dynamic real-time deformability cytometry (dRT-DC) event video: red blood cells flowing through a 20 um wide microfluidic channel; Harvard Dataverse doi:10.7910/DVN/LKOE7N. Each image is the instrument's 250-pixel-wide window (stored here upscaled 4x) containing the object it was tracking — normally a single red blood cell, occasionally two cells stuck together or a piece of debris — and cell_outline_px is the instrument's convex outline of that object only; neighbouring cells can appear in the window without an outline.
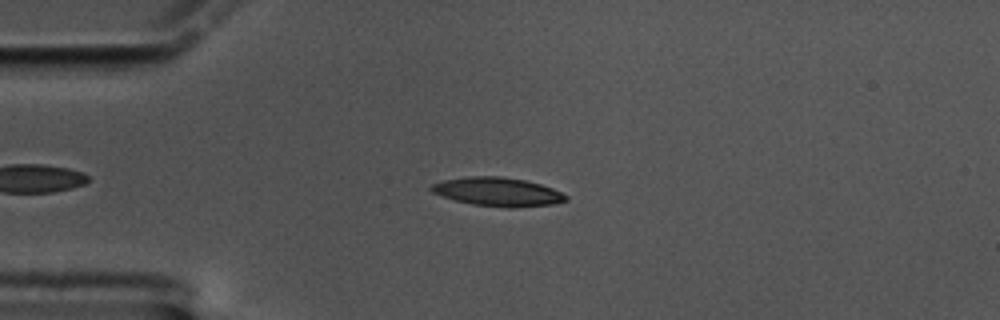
{"species": "common noctule bat (a hibernating species)", "species_latin": "Nyctalus noctula", "temperature_condition": "cold", "stored_images_in_passage": 53, "camera_frame_rate_fps": 3000, "um_per_image_px": 0.085, "animal": {"sex": "male", "body_mass_g": 17.5, "forearm_length_mm": 52.3}, "frame": {"image": 1, "passage_image": 13, "time_ms": 4.0, "image_size_px": [1000, 320], "cell_outline_px": [[568, 200], [552, 204], [512, 208], [508, 208], [472, 204], [456, 200], [432, 192], [428, 188], [432, 184], [444, 180], [468, 176], [500, 176], [524, 180], [540, 184], [552, 188], [568, 196]], "centroid_in_image_um": [42.31, 16.3], "position_along_channel_um": 42.7, "area_um2": 22.37}}
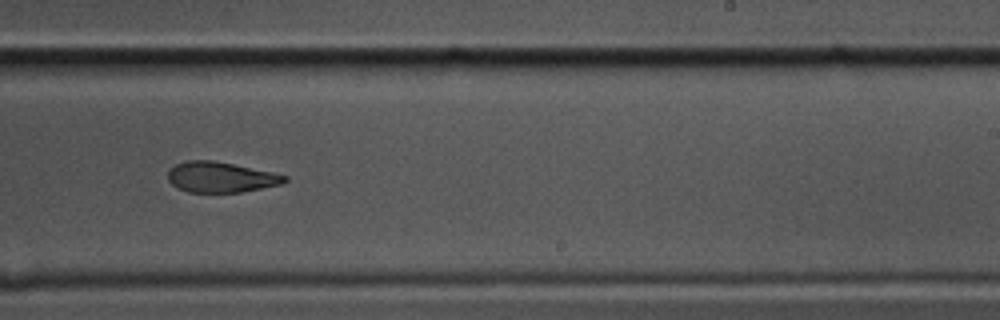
{"frame": {"image": 2, "passage_image": 35, "time_ms": 11.333, "image_size_px": [1000, 320], "cell_outline_px": [[288, 180], [280, 184], [240, 192], [188, 192], [176, 188], [168, 180], [168, 168], [176, 164], [188, 160], [212, 160], [272, 172], [288, 176]], "centroid_in_image_um": [18.71, 15.05], "position_along_channel_um": 270.3, "area_um2": 20.63}}
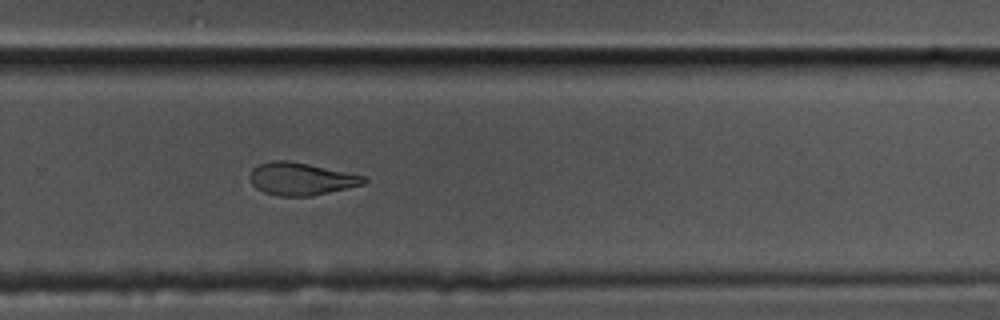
{"frame": {"image": 3, "passage_image": 38, "time_ms": 12.333, "image_size_px": [1000, 320], "cell_outline_px": [[368, 180], [364, 184], [312, 196], [280, 196], [264, 192], [256, 188], [252, 184], [248, 176], [252, 168], [256, 164], [272, 160], [288, 160], [368, 176]], "centroid_in_image_um": [25.57, 15.19], "position_along_channel_um": 304.2, "area_um2": 21.85}, "authors_computed_cell_mechanics": {"area_um2": 21.964, "velocity_mm_per_s": 3.4002, "shape_relaxation_time_tau1_ms": null, "shape_relaxation_time_tau2_ms": 6.0506, "deformation_change_tau1": null, "deformation_change_tau2": 0.1389}}